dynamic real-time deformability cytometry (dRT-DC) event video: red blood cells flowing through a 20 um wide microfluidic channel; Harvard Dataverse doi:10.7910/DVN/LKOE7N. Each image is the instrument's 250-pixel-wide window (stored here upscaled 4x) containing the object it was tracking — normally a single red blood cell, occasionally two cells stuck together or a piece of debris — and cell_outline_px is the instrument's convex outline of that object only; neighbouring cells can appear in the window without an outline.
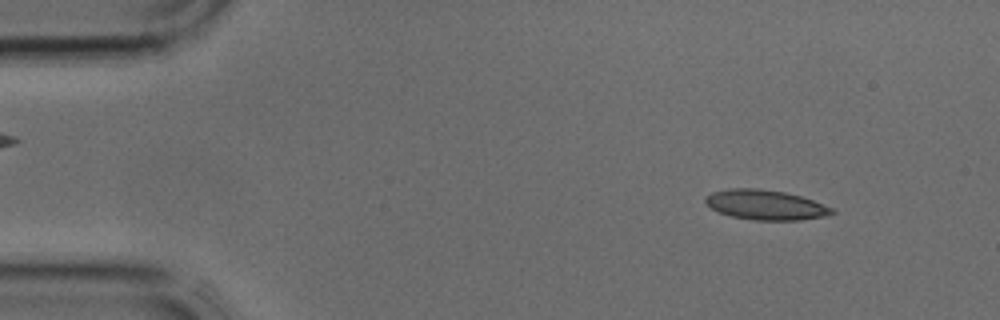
{"species": "common noctule bat (a hibernating species)", "species_latin": "Nyctalus noctula", "temperature_condition": "cold", "stored_images_in_passage": 40, "camera_frame_rate_fps": 3000, "um_per_image_px": 0.085, "animal": {"sex": "male", "body_mass_g": 17.9, "forearm_length_mm": 54.2}, "frame": {"image": 1, "passage_image": 5, "time_ms": 1.333, "image_size_px": [1000, 320], "cell_outline_px": [[836, 212], [824, 216], [800, 220], [752, 220], [732, 216], [720, 212], [712, 208], [704, 200], [704, 196], [712, 192], [728, 188], [760, 188], [784, 192], [800, 196], [812, 200], [832, 208]], "centroid_in_image_um": [65.04, 17.4], "position_along_channel_um": 20.0, "area_um2": 21.91}}
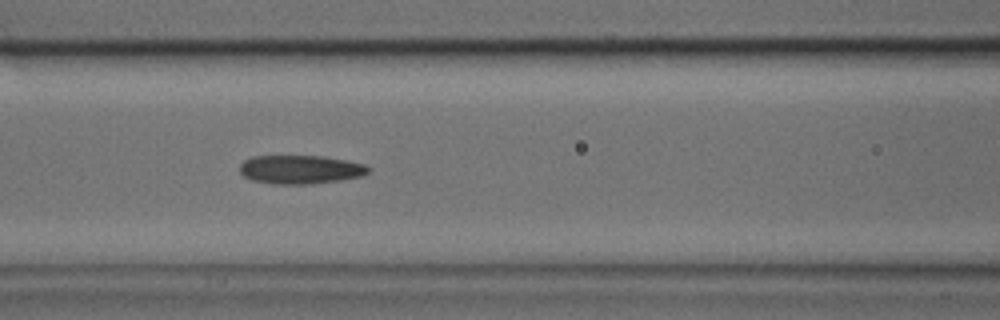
{"frame": {"image": 2, "passage_image": 17, "time_ms": 5.333, "image_size_px": [1000, 320], "cell_outline_px": [[372, 168], [368, 172], [360, 176], [340, 180], [308, 184], [276, 184], [252, 180], [244, 176], [240, 172], [240, 164], [244, 160], [252, 156], [324, 156], [348, 160], [364, 164]], "centroid_in_image_um": [25.54, 14.4], "position_along_channel_um": 141.1, "area_um2": 21.5}}
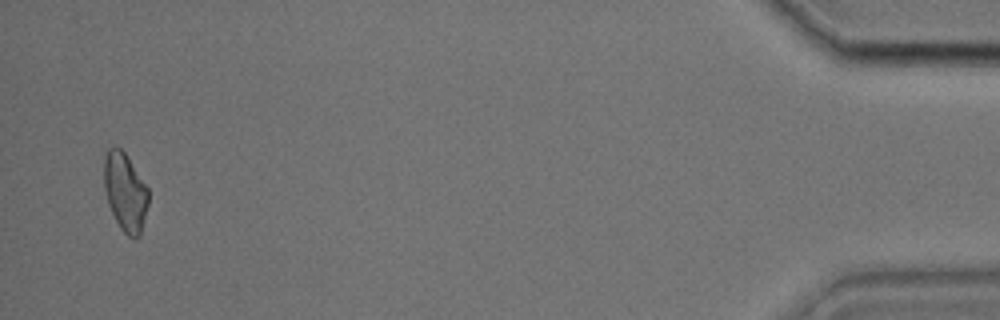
{"frame": {"image": 3, "passage_image": 39, "time_ms": 12.667, "image_size_px": [1000, 320], "cell_outline_px": [[148, 204], [140, 236], [128, 236], [120, 228], [108, 204], [104, 188], [104, 156], [108, 148], [116, 144], [124, 152], [148, 188]], "centroid_in_image_um": [10.62, 16.28], "position_along_channel_um": 424.6, "area_um2": 20.11}}